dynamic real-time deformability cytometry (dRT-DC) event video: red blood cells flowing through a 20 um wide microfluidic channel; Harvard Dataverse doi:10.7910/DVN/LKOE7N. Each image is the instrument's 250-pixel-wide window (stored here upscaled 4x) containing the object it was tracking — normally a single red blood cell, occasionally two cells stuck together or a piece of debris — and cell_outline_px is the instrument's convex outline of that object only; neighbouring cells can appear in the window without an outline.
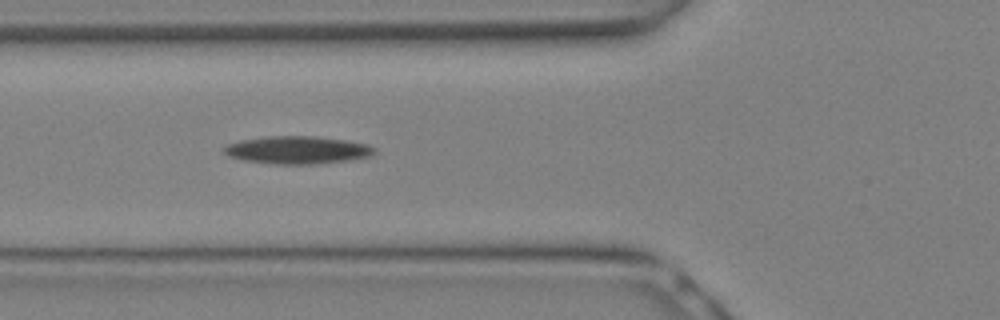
{"species": "Egyptian fruit bat (a non-hibernating species)", "species_latin": "Rousettus aegyptiacus", "temperature_condition": "warm", "stored_images_in_passage": 9, "camera_frame_rate_fps": 3000, "um_per_image_px": 0.085, "animal": {"sex": "female"}, "frame": {"image": 1, "passage_image": 4, "time_ms": 1.0, "image_size_px": [1000, 320], "cell_outline_px": [[376, 148], [368, 156], [344, 160], [312, 164], [276, 164], [244, 160], [228, 156], [224, 152], [224, 148], [228, 144], [240, 140], [268, 136], [316, 136], [344, 140], [368, 144]], "centroid_in_image_um": [25.23, 12.74], "position_along_channel_um": 100.6, "area_um2": 23.87}}
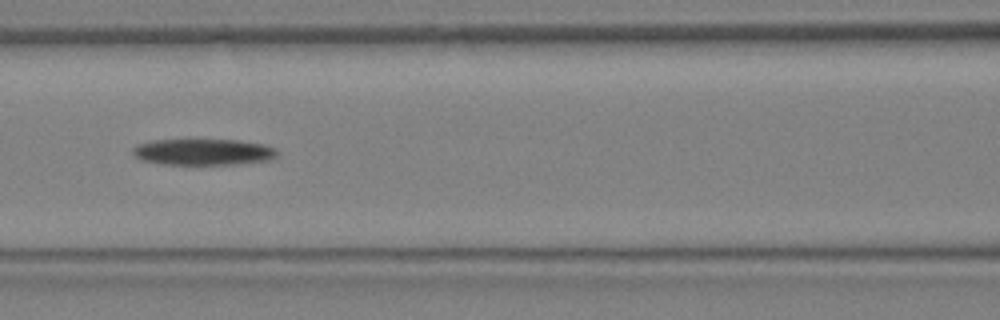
{"frame": {"image": 2, "passage_image": 6, "time_ms": 1.667, "image_size_px": [1000, 320], "cell_outline_px": [[280, 152], [272, 160], [236, 164], [164, 164], [140, 160], [132, 152], [132, 148], [136, 144], [152, 140], [240, 140], [264, 144], [276, 148]], "centroid_in_image_um": [17.31, 12.91], "position_along_channel_um": 149.3, "area_um2": 22.31}}
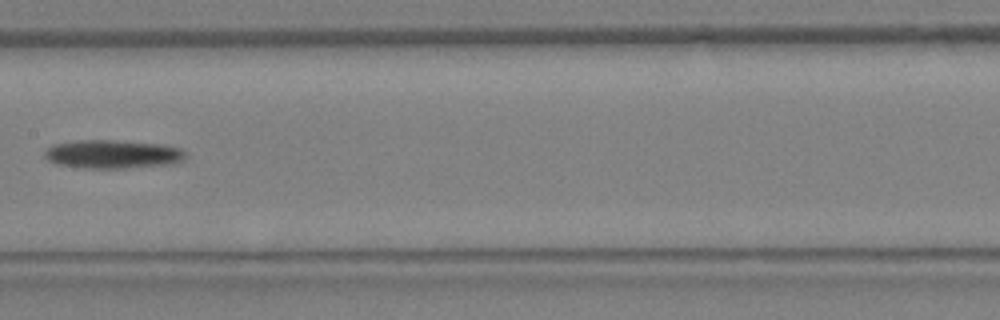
{"frame": {"image": 3, "passage_image": 8, "time_ms": 2.333, "image_size_px": [1000, 320], "cell_outline_px": [[188, 156], [184, 160], [172, 164], [124, 168], [88, 168], [56, 164], [48, 160], [44, 156], [44, 148], [52, 144], [76, 140], [112, 140], [164, 144], [180, 148]], "centroid_in_image_um": [9.57, 13.09], "position_along_channel_um": 197.8, "area_um2": 23.7}}